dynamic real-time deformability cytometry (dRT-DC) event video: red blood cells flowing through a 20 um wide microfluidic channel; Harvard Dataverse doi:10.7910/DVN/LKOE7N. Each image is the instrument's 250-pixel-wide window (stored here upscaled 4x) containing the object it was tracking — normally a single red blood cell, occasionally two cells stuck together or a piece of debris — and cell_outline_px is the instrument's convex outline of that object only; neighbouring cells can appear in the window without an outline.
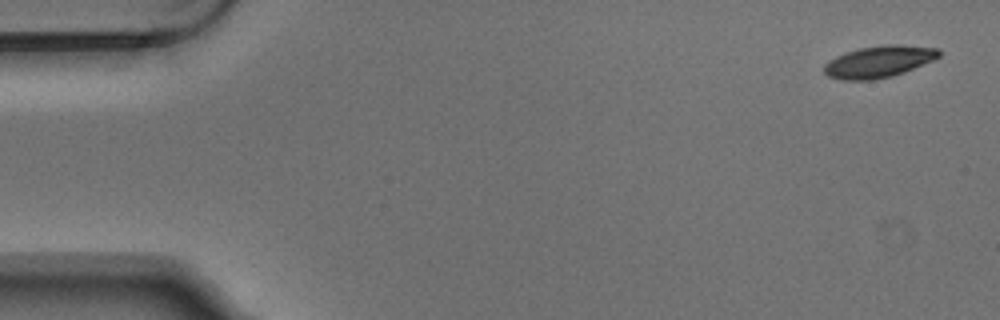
{"species": "Egyptian fruit bat (a non-hibernating species)", "species_latin": "Rousettus aegyptiacus", "temperature_condition": "warm", "stored_images_in_passage": 5, "camera_frame_rate_fps": 3000, "um_per_image_px": 0.085, "animal": {"sex": "male"}, "frame": {"image": 1, "passage_image": 1, "time_ms": 0.0, "image_size_px": [1000, 320], "cell_outline_px": [[940, 56], [932, 60], [904, 72], [892, 76], [872, 80], [840, 80], [828, 76], [824, 72], [824, 64], [828, 60], [836, 56], [860, 48], [884, 44], [896, 44], [940, 48]], "centroid_in_image_um": [74.69, 5.24], "position_along_channel_um": 10.3, "area_um2": 21.21}}
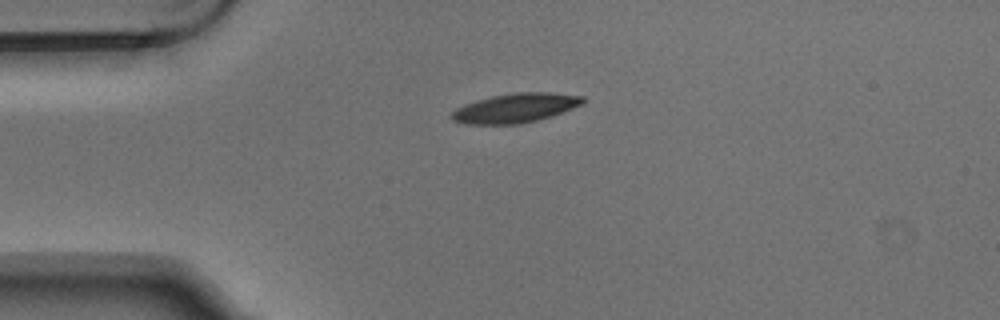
{"frame": {"image": 2, "passage_image": 4, "time_ms": 1.0, "image_size_px": [1000, 320], "cell_outline_px": [[584, 104], [536, 120], [520, 124], [468, 124], [452, 120], [448, 116], [456, 108], [464, 104], [476, 100], [492, 96], [516, 92], [548, 92], [584, 96]], "centroid_in_image_um": [43.77, 9.17], "position_along_channel_um": 41.2, "area_um2": 22.25}}